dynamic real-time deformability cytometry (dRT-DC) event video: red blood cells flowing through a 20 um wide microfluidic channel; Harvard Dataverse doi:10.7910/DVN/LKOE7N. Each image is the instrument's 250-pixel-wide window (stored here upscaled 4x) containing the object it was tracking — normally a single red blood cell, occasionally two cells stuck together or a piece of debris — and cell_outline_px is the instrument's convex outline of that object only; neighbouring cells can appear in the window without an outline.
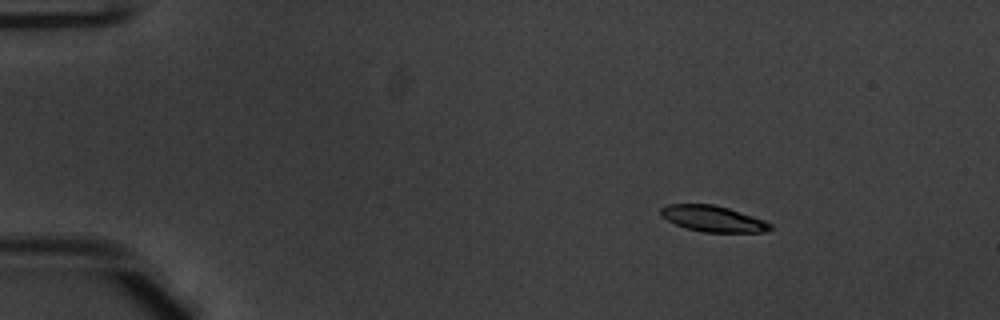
{"species": "common noctule bat (a hibernating species)", "species_latin": "Nyctalus noctula", "temperature_condition": "warm", "stored_images_in_passage": 8, "camera_frame_rate_fps": 3000, "um_per_image_px": 0.085, "animal": {"sex": "male", "body_mass_g": 20.1, "forearm_length_mm": 53.5}, "frame": {"image": 1, "passage_image": 1, "time_ms": 0.0, "image_size_px": [1000, 320], "cell_outline_px": [[772, 228], [764, 232], [704, 232], [688, 228], [676, 224], [660, 216], [660, 208], [668, 204], [712, 204], [728, 208], [764, 220], [772, 224]], "centroid_in_image_um": [60.59, 18.58], "position_along_channel_um": 24.4, "area_um2": 16.42}}